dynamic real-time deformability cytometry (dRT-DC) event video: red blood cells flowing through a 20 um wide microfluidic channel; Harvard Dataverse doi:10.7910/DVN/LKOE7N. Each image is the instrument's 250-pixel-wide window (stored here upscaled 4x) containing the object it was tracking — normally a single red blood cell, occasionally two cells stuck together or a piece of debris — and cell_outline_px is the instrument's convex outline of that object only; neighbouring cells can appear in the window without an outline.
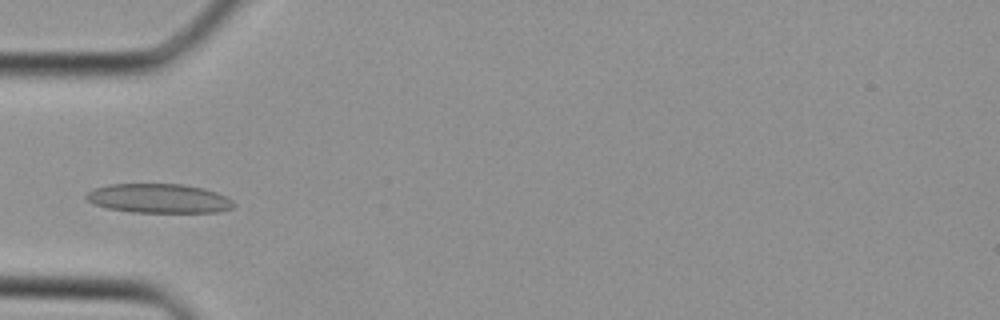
{"species": "Egyptian fruit bat (a non-hibernating species)", "species_latin": "Rousettus aegyptiacus", "temperature_condition": "cold", "stored_images_in_passage": 33, "camera_frame_rate_fps": 3000, "um_per_image_px": 0.085, "animal": {"sex": "female"}, "frame": {"image": 1, "passage_image": 9, "time_ms": 2.667, "image_size_px": [1000, 320], "cell_outline_px": [[236, 204], [232, 208], [220, 212], [132, 212], [108, 208], [96, 204], [88, 200], [84, 196], [92, 188], [108, 184], [184, 184], [204, 188], [228, 196]], "centroid_in_image_um": [13.53, 16.86], "position_along_channel_um": 71.5, "area_um2": 25.26}}
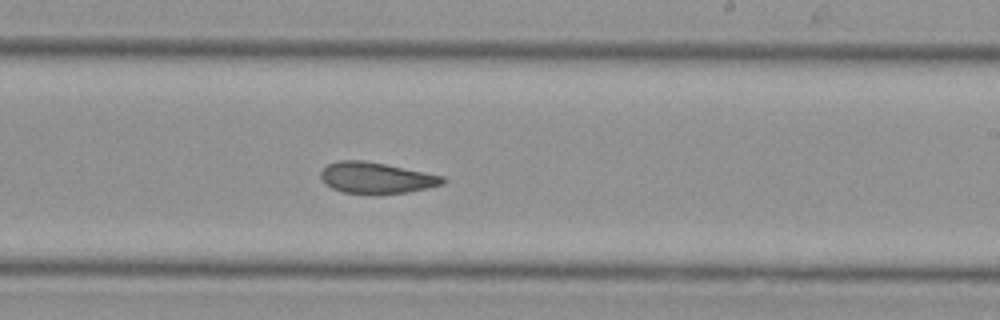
{"frame": {"image": 2, "passage_image": 19, "time_ms": 6.0, "image_size_px": [1000, 320], "cell_outline_px": [[448, 180], [444, 184], [408, 192], [344, 192], [332, 188], [324, 184], [320, 176], [320, 172], [328, 164], [340, 160], [364, 160], [444, 176]], "centroid_in_image_um": [31.98, 15.09], "position_along_channel_um": 257.0, "area_um2": 21.62}}
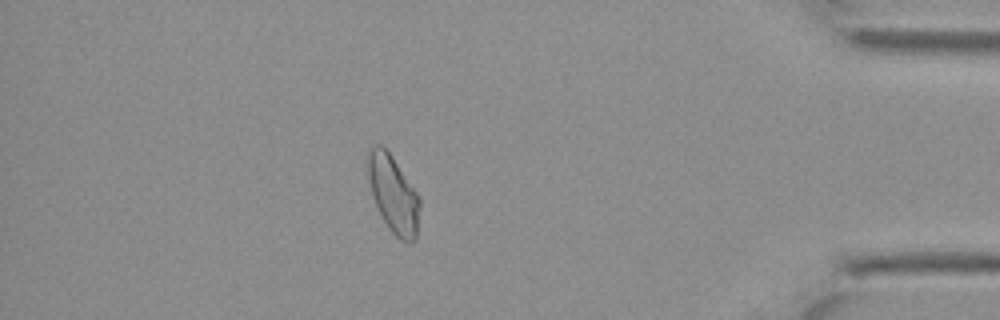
{"frame": {"image": 3, "passage_image": 29, "time_ms": 9.333, "image_size_px": [1000, 320], "cell_outline_px": [[420, 204], [416, 240], [412, 244], [408, 244], [400, 240], [388, 228], [372, 196], [368, 180], [364, 156], [368, 148], [376, 144], [380, 144], [392, 156], [420, 196]], "centroid_in_image_um": [33.4, 16.47], "position_along_channel_um": 401.8, "area_um2": 23.93}}